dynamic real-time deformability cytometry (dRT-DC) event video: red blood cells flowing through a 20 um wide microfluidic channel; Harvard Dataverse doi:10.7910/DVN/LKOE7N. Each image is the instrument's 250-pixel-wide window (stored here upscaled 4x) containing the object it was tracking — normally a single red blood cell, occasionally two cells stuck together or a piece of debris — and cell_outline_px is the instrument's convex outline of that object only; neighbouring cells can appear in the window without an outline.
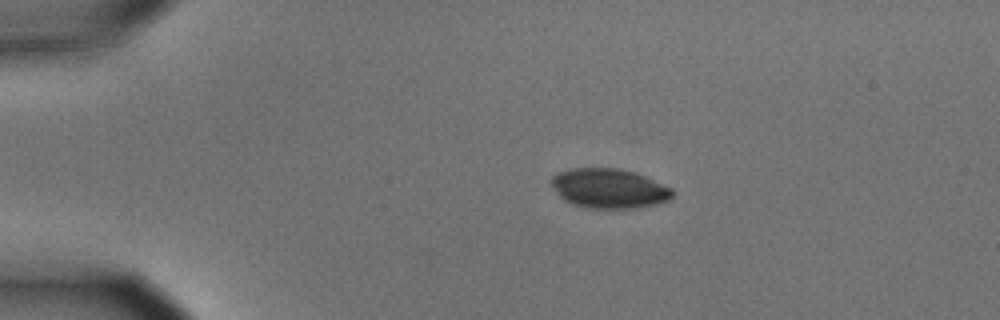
{"species": "common noctule bat (a hibernating species)", "species_latin": "Nyctalus noctula", "temperature_condition": "cold", "stored_images_in_passage": 7, "camera_frame_rate_fps": 3000, "um_per_image_px": 0.085, "animal": {"sex": "male", "body_mass_g": 15.6}, "frame": {"image": 1, "passage_image": 1, "time_ms": 0.0, "image_size_px": [1000, 320], "cell_outline_px": [[676, 192], [668, 200], [656, 204], [636, 208], [592, 208], [572, 204], [564, 200], [560, 196], [548, 180], [556, 172], [568, 168], [620, 168], [636, 172], [672, 188]], "centroid_in_image_um": [51.76, 16.0], "position_along_channel_um": 33.2, "area_um2": 28.21}}
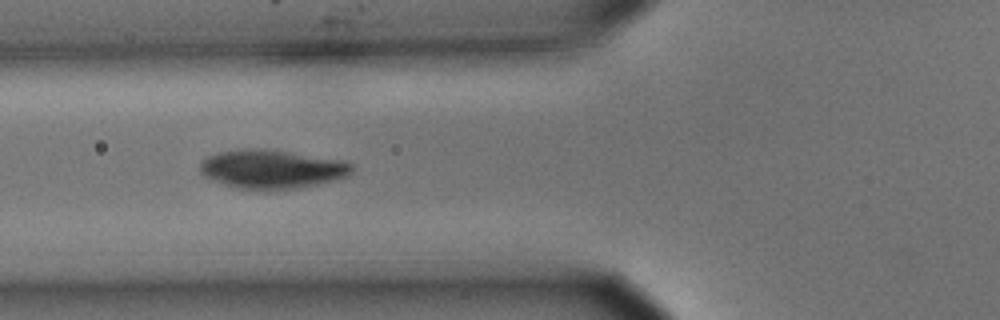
{"frame": {"image": 2, "passage_image": 4, "time_ms": 1.0, "image_size_px": [1000, 320], "cell_outline_px": [[352, 172], [348, 176], [336, 180], [300, 188], [268, 192], [236, 188], [212, 180], [204, 176], [200, 172], [200, 160], [208, 156], [220, 152], [284, 152], [344, 160], [352, 164]], "centroid_in_image_um": [23.14, 14.46], "position_along_channel_um": 102.7, "area_um2": 33.64}}
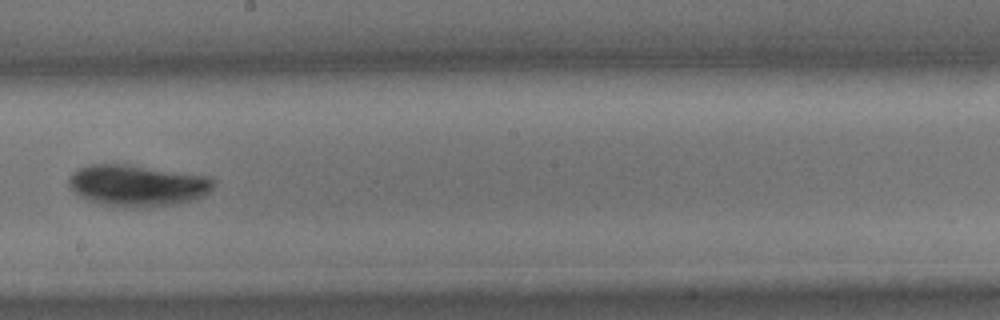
{"frame": {"image": 3, "passage_image": 7, "time_ms": 2.0, "image_size_px": [1000, 320], "cell_outline_px": [[216, 184], [204, 196], [192, 200], [176, 204], [148, 208], [124, 208], [100, 204], [88, 200], [80, 196], [68, 184], [68, 176], [72, 172], [80, 168], [92, 164], [128, 164], [208, 176], [216, 180]], "centroid_in_image_um": [11.69, 15.78], "position_along_channel_um": 236.5, "area_um2": 35.43}}